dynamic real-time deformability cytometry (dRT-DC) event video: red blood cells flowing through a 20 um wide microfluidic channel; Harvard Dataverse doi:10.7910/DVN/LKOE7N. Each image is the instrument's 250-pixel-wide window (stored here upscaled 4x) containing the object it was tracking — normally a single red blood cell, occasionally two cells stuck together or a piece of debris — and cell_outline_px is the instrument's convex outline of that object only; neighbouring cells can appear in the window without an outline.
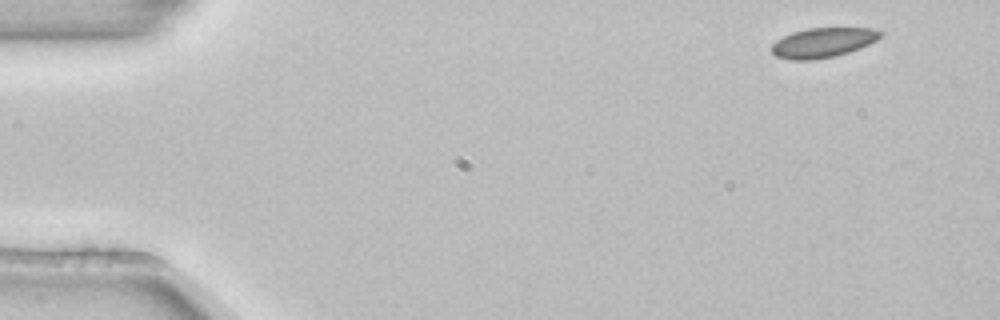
{"species": "common noctule bat (a hibernating species)", "species_latin": "Nyctalus noctula", "temperature_condition": "room temperature", "stored_images_in_passage": 4, "camera_frame_rate_fps": 3000, "um_per_image_px": 0.085, "animal": {"sex": "female", "body_mass_g": 22.7, "forearm_length_mm": 54.2}, "frame": {"image": 1, "passage_image": 1, "time_ms": 0.0, "image_size_px": [1000, 320], "cell_outline_px": [[884, 32], [876, 40], [860, 48], [836, 56], [812, 60], [792, 60], [776, 56], [772, 52], [772, 44], [776, 40], [792, 32], [808, 28], [876, 28]], "centroid_in_image_um": [69.96, 3.62], "position_along_channel_um": 15.0, "area_um2": 18.84}}
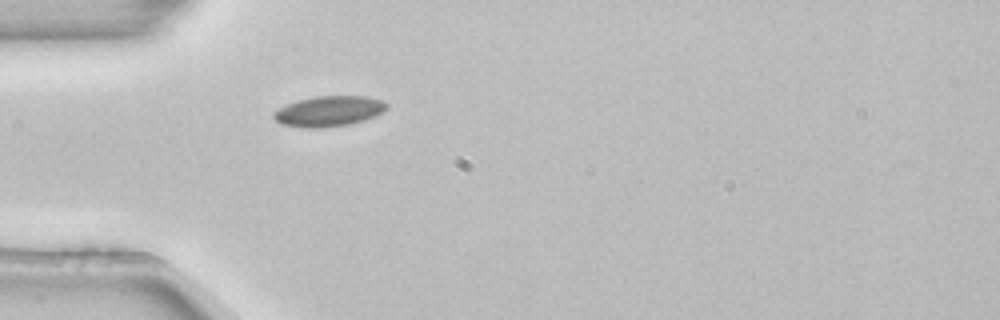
{"frame": {"image": 2, "passage_image": 4, "time_ms": 1.0, "image_size_px": [1000, 320], "cell_outline_px": [[388, 108], [384, 112], [364, 120], [348, 124], [320, 128], [304, 128], [280, 124], [272, 116], [272, 112], [288, 104], [300, 100], [316, 96], [368, 96], [384, 100], [388, 104]], "centroid_in_image_um": [27.99, 9.45], "position_along_channel_um": 57.0, "area_um2": 20.11}}